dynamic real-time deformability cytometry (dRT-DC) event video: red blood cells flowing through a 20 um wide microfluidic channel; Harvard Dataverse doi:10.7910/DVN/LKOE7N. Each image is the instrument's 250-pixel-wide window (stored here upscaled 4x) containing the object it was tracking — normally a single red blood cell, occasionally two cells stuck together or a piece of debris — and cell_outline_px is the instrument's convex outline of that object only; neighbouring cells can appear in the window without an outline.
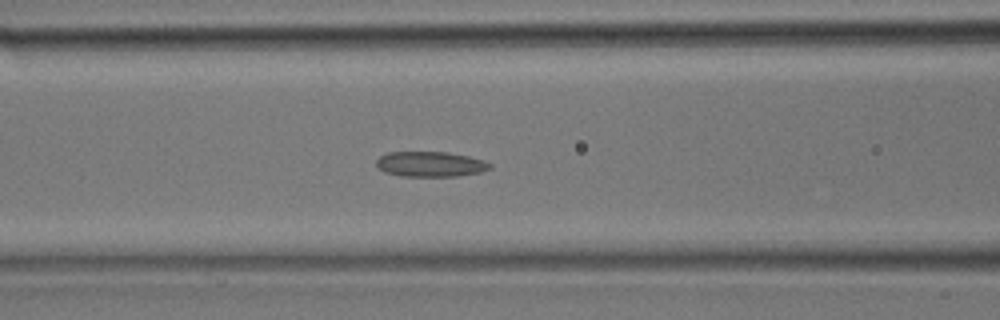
{"species": "common noctule bat (a hibernating species)", "species_latin": "Nyctalus noctula", "temperature_condition": "room temperature", "stored_images_in_passage": 32, "camera_frame_rate_fps": 3000, "um_per_image_px": 0.085, "animal": {"sex": "male", "body_mass_g": 17.9}, "frame": {"image": 1, "passage_image": 13, "time_ms": 4.0, "image_size_px": [1000, 320], "cell_outline_px": [[492, 168], [480, 172], [456, 176], [400, 176], [384, 172], [376, 164], [376, 160], [380, 156], [388, 152], [448, 152], [468, 156], [484, 160], [492, 164]], "centroid_in_image_um": [36.59, 13.95], "position_along_channel_um": 130.0, "area_um2": 16.7}}
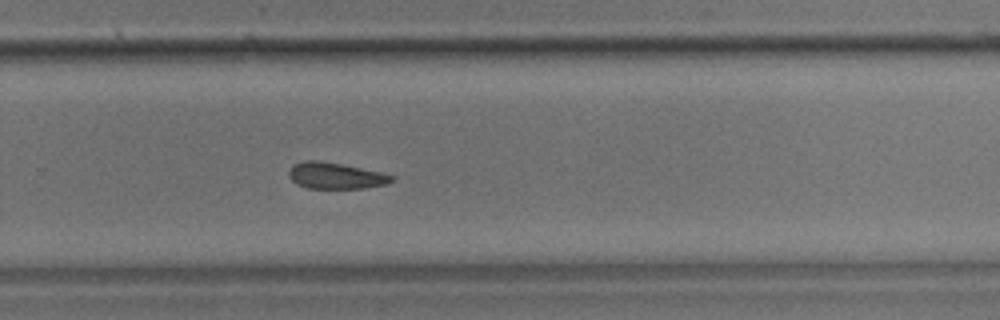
{"frame": {"image": 2, "passage_image": 21, "time_ms": 6.667, "image_size_px": [1000, 320], "cell_outline_px": [[396, 176], [388, 184], [364, 188], [308, 188], [296, 184], [288, 176], [288, 168], [292, 164], [304, 160], [316, 160], [340, 164], [380, 172]], "centroid_in_image_um": [28.48, 14.93], "position_along_channel_um": 301.3, "area_um2": 15.78}}
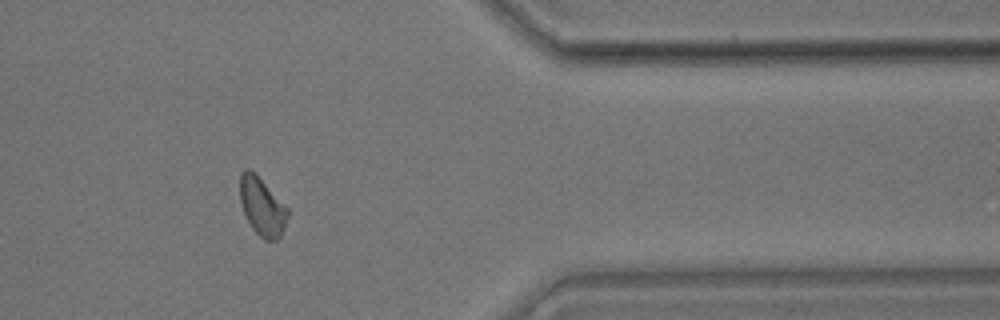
{"frame": {"image": 3, "passage_image": 26, "time_ms": 8.333, "image_size_px": [1000, 320], "cell_outline_px": [[288, 216], [280, 236], [276, 240], [264, 240], [252, 228], [244, 212], [240, 200], [240, 172], [244, 168], [248, 168], [256, 172], [288, 208]], "centroid_in_image_um": [22.27, 17.51], "position_along_channel_um": 389.1, "area_um2": 16.18}}